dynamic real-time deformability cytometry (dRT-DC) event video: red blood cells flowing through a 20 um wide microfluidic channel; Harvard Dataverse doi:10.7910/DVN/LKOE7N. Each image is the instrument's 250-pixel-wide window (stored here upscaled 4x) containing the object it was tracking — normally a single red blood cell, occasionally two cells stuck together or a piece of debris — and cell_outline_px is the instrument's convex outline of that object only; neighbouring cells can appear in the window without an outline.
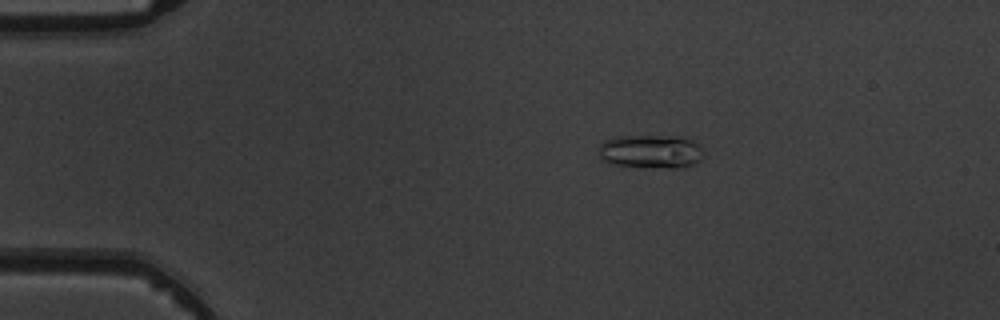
{"species": "common noctule bat (a hibernating species)", "species_latin": "Nyctalus noctula", "temperature_condition": "warm", "stored_images_in_passage": 5, "camera_frame_rate_fps": 3000, "um_per_image_px": 0.085, "animal": {"sex": "male", "body_mass_g": 19.5, "forearm_length_mm": 54.6}, "frame": {"image": 1, "passage_image": 3, "time_ms": 2.333, "image_size_px": [1000, 320], "cell_outline_px": [[704, 156], [700, 160], [692, 164], [680, 168], [668, 168], [616, 164], [600, 160], [600, 144], [604, 140], [616, 136], [688, 136], [704, 152]], "centroid_in_image_um": [55.35, 12.86], "position_along_channel_um": 29.7, "area_um2": 20.52}}